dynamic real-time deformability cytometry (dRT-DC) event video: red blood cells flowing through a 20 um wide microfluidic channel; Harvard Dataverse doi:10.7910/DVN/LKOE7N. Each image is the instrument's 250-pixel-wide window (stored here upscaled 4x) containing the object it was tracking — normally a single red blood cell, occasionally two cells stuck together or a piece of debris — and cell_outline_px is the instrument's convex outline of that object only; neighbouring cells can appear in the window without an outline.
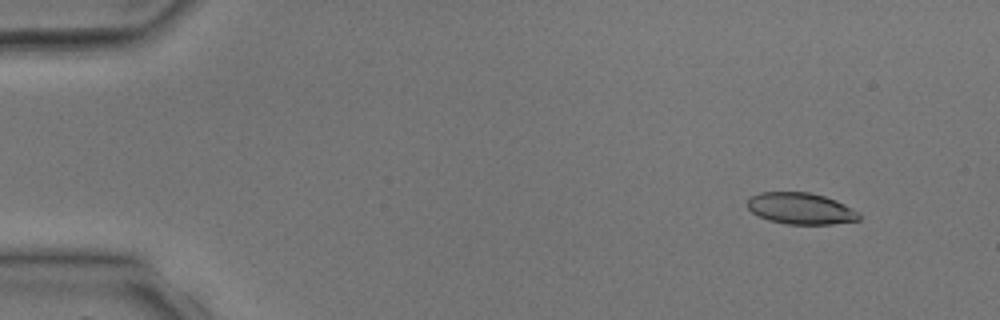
{"species": "common noctule bat (a hibernating species)", "species_latin": "Nyctalus noctula", "temperature_condition": "room temperature", "stored_images_in_passage": 4, "segment_of_instrument_passage": [2, 2], "camera_frame_rate_fps": 3000, "um_per_image_px": 0.085, "animal": {"sex": "male", "body_mass_g": 17.9, "forearm_length_mm": 54.2}, "frame": {"image": 1, "passage_image": 4, "time_ms": 4.0, "image_size_px": [1000, 320], "cell_outline_px": [[860, 220], [832, 224], [788, 224], [768, 220], [752, 212], [748, 208], [748, 200], [752, 196], [760, 192], [808, 192], [824, 196], [836, 200], [860, 212]], "centroid_in_image_um": [68.09, 17.72], "position_along_channel_um": 16.9, "area_um2": 20.4}}